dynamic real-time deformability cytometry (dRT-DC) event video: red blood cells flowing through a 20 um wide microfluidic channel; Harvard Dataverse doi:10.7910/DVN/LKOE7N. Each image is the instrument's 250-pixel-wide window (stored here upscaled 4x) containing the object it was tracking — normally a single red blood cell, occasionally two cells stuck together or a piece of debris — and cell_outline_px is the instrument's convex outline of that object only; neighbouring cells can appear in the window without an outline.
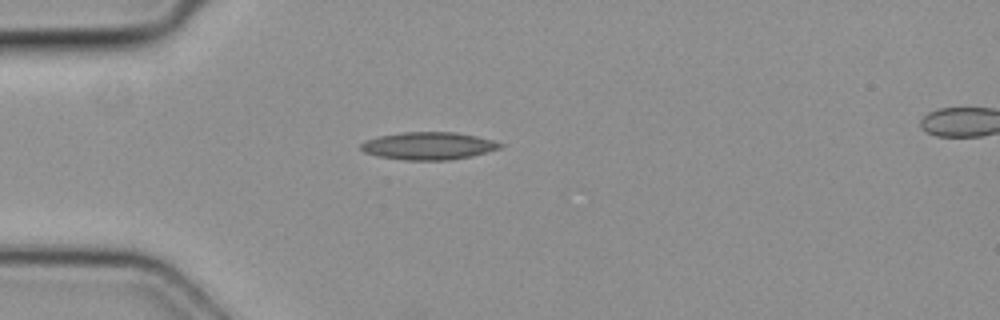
{"species": "common noctule bat (a hibernating species)", "species_latin": "Nyctalus noctula", "temperature_condition": "cold", "stored_images_in_passage": 3, "camera_frame_rate_fps": 3000, "um_per_image_px": 0.085, "animal": {"sex": "female", "body_mass_g": 19.3, "forearm_length_mm": 54.1}, "frame": {"image": 1, "passage_image": 3, "time_ms": 0.667, "image_size_px": [1000, 320], "cell_outline_px": [[504, 144], [500, 148], [488, 152], [472, 156], [448, 160], [404, 160], [376, 156], [364, 152], [360, 148], [360, 144], [364, 140], [380, 136], [404, 132], [456, 132], [476, 136], [492, 140]], "centroid_in_image_um": [36.41, 12.4], "position_along_channel_um": 48.6, "area_um2": 22.43}}